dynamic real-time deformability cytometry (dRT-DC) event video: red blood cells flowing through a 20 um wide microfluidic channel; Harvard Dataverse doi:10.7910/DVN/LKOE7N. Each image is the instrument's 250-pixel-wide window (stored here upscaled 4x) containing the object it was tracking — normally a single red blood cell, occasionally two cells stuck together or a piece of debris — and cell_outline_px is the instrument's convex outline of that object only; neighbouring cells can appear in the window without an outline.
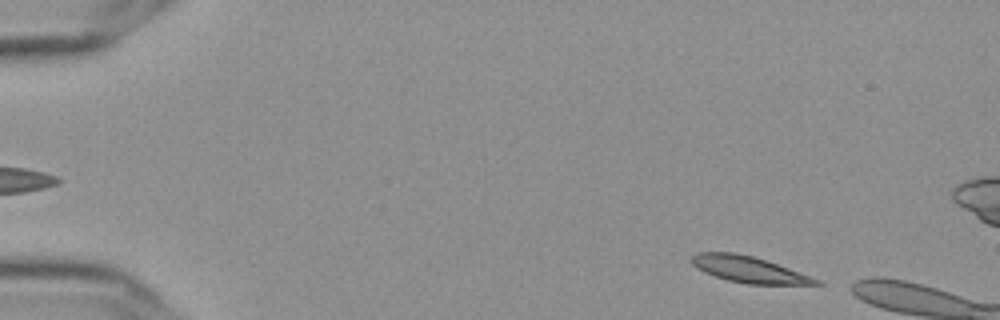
{"species": "Egyptian fruit bat (a non-hibernating species)", "species_latin": "Rousettus aegyptiacus", "temperature_condition": "cold", "stored_images_in_passage": 13, "camera_frame_rate_fps": 3000, "um_per_image_px": 0.085, "frame": {"image": 1, "passage_image": 3, "time_ms": 0.667, "image_size_px": [1000, 320], "cell_outline_px": [[824, 284], [748, 284], [728, 280], [704, 272], [696, 268], [688, 260], [696, 252], [732, 252], [752, 256], [788, 268], [820, 280]], "centroid_in_image_um": [63.57, 22.89], "position_along_channel_um": 21.4, "area_um2": 18.73}}